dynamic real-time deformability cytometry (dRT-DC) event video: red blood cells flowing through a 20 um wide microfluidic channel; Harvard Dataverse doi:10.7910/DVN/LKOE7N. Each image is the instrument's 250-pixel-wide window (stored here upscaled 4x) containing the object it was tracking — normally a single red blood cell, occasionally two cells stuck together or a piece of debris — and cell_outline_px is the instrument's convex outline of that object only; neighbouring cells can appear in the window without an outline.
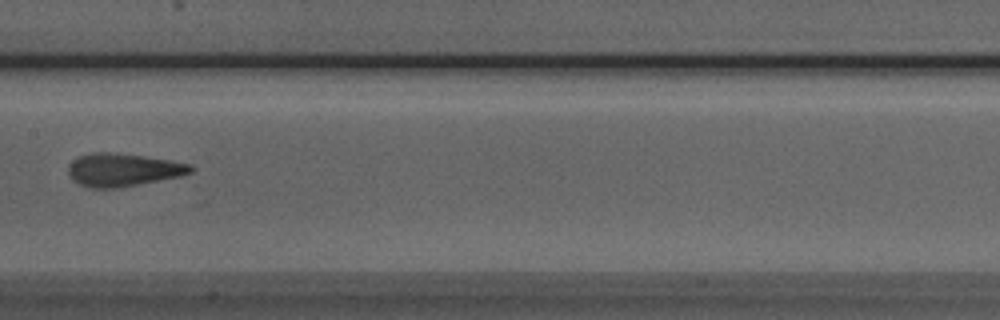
{"species": "Egyptian fruit bat (a non-hibernating species)", "species_latin": "Rousettus aegyptiacus", "temperature_condition": "room temperature", "stored_images_in_passage": 7, "camera_frame_rate_fps": 3000, "um_per_image_px": 0.085, "animal": {"sex": "male"}, "frame": {"image": 1, "passage_image": 7, "time_ms": 7.667, "image_size_px": [1000, 320], "cell_outline_px": [[196, 168], [192, 172], [180, 176], [120, 188], [88, 188], [72, 180], [68, 176], [68, 164], [72, 160], [80, 156], [92, 152], [112, 152], [144, 156], [192, 164]], "centroid_in_image_um": [10.44, 14.44], "position_along_channel_um": 197.0, "area_um2": 23.76}}